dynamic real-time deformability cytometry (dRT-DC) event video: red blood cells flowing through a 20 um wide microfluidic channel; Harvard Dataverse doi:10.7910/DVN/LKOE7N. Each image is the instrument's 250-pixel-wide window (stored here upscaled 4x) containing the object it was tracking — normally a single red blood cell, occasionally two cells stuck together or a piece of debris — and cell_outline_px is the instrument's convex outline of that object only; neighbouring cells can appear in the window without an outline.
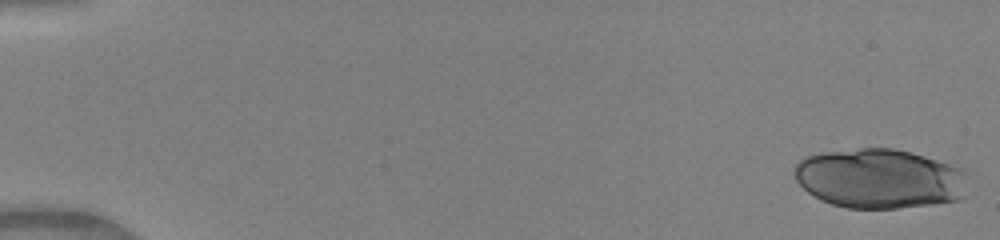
{"species": "human", "species_latin": "Homo sapiens", "temperature_condition": "warm", "stored_images_in_passage": 49, "camera_frame_rate_fps": 3000, "um_per_image_px": 0.085, "donor": {"sex": "female"}, "frame": {"image": 1, "passage_image": 1, "time_ms": 0.0, "image_size_px": [1000, 240], "cell_outline_px": [[964, 172], [960, 200], [896, 208], [848, 208], [832, 204], [808, 192], [796, 180], [796, 164], [800, 160], [808, 156], [824, 152], [860, 148], [892, 148], [912, 152], [960, 168]], "centroid_in_image_um": [74.71, 15.17], "position_along_channel_um": 10.3, "area_um2": 59.19}}
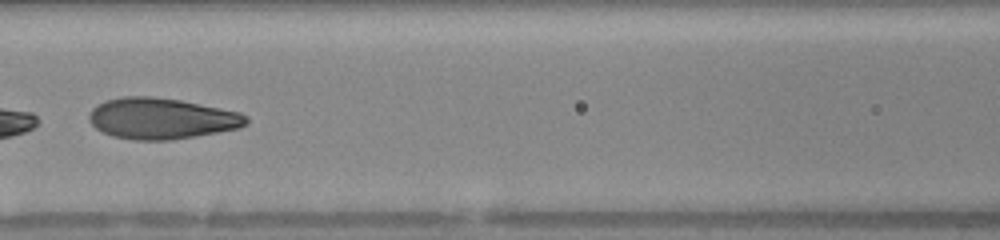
{"frame": {"image": 2, "passage_image": 24, "time_ms": 7.667, "image_size_px": [1000, 240], "cell_outline_px": [[248, 124], [240, 128], [172, 140], [136, 140], [112, 136], [96, 128], [88, 120], [88, 116], [92, 108], [96, 104], [104, 100], [124, 96], [152, 96], [180, 100], [240, 112], [248, 116]], "centroid_in_image_um": [13.72, 10.06], "position_along_channel_um": 152.9, "area_um2": 37.74}, "authors_computed_cell_mechanics": {"area_um2": 42.2518, "velocity_mm_per_s": 4.1256, "shape_relaxation_time_tau1_ms": 1.2617, "shape_relaxation_time_tau2_ms": 0.9752, "deformation_change_tau1": 0.318, "deformation_change_tau2": 0.0694}}